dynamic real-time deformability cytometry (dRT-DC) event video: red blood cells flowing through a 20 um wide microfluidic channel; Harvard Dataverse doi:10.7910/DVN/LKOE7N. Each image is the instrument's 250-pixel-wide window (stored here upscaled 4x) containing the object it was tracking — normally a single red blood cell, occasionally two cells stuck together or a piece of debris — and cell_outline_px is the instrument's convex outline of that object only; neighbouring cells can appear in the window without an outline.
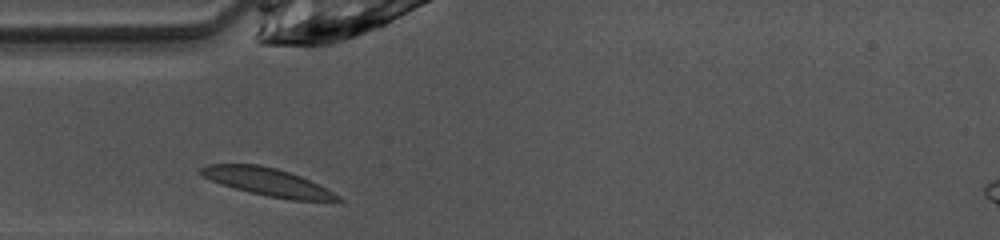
{"species": "common noctule bat (a hibernating species)", "species_latin": "Nyctalus noctula", "temperature_condition": "warm", "stored_images_in_passage": 25, "camera_frame_rate_fps": 3000, "um_per_image_px": 0.085, "animal": {"sex": "female", "body_mass_g": 10.0, "forearm_length_mm": 53.1}, "frame": {"image": 1, "passage_image": 1, "time_ms": 0.0, "image_size_px": [1000, 240], "cell_outline_px": [[344, 200], [292, 200], [268, 196], [236, 188], [212, 180], [196, 172], [200, 168], [208, 164], [260, 164], [276, 168], [300, 176], [340, 196]], "centroid_in_image_um": [22.69, 15.44], "position_along_channel_um": 62.3, "area_um2": 21.5}}
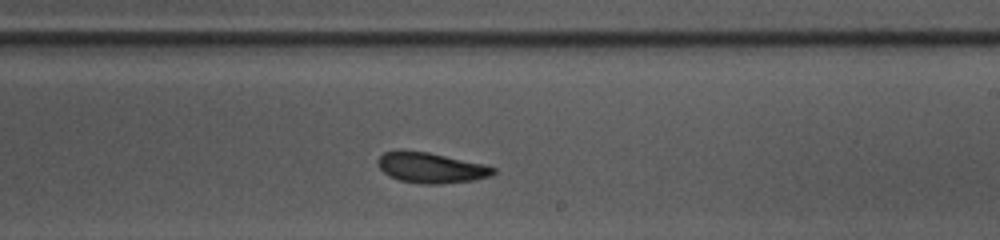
{"frame": {"image": 2, "passage_image": 15, "time_ms": 4.667, "image_size_px": [1000, 240], "cell_outline_px": [[496, 172], [488, 176], [472, 180], [440, 184], [428, 184], [400, 180], [388, 176], [376, 164], [376, 160], [384, 152], [400, 148], [428, 152], [484, 164], [496, 168]], "centroid_in_image_um": [36.57, 14.23], "position_along_channel_um": 252.4, "area_um2": 20.63}}
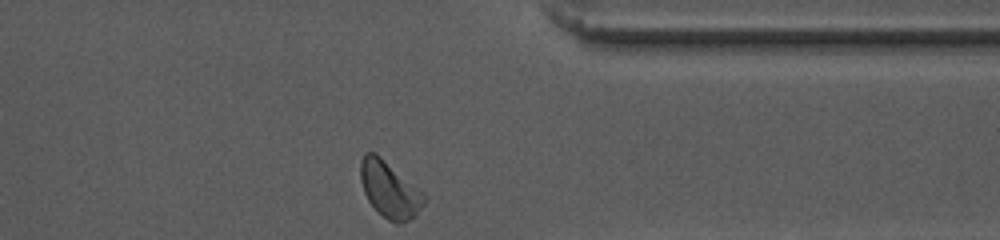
{"frame": {"image": 3, "passage_image": 25, "time_ms": 8.0, "image_size_px": [1000, 240], "cell_outline_px": [[428, 200], [416, 216], [400, 224], [396, 224], [388, 220], [368, 200], [364, 192], [360, 180], [360, 160], [364, 152], [376, 152], [424, 192], [428, 196]], "centroid_in_image_um": [33.15, 16.1], "position_along_channel_um": 378.2, "area_um2": 21.21}, "authors_computed_cell_mechanics": {"area_um2": 20.6346, "velocity_mm_per_s": 4.0635, "shape_relaxation_time_tau1_ms": 5.9335, "shape_relaxation_time_tau2_ms": 3.8502, "deformation_change_tau1": 0.1492, "deformation_change_tau2": 0.0915}}